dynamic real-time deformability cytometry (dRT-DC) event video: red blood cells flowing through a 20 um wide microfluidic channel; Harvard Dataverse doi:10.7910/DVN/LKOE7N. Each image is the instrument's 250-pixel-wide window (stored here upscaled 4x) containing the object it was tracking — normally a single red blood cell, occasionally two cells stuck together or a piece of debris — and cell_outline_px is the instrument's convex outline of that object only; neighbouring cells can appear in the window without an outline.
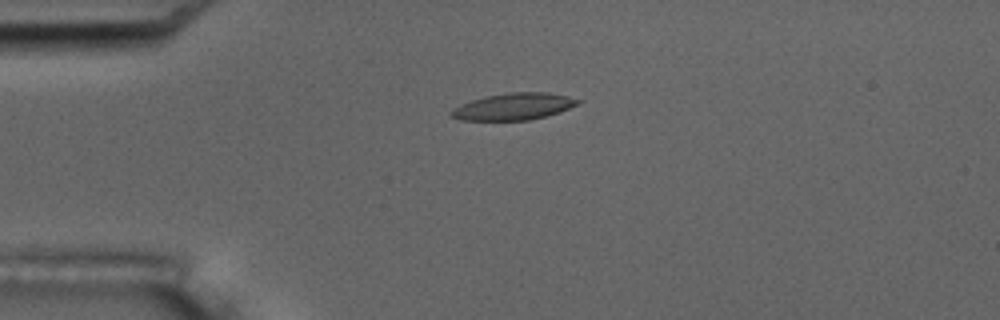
{"species": "common noctule bat (a hibernating species)", "species_latin": "Nyctalus noctula", "temperature_condition": "room temperature", "stored_images_in_passage": 5, "camera_frame_rate_fps": 3000, "um_per_image_px": 0.085, "animal": {"sex": "male", "body_mass_g": 17.5, "forearm_length_mm": 52.3}, "frame": {"image": 1, "passage_image": 4, "time_ms": 3.667, "image_size_px": [1000, 320], "cell_outline_px": [[584, 100], [580, 104], [560, 112], [528, 120], [460, 120], [448, 116], [448, 112], [460, 104], [484, 96], [512, 92], [548, 92], [568, 96]], "centroid_in_image_um": [43.67, 9.05], "position_along_channel_um": 41.3, "area_um2": 20.0}}